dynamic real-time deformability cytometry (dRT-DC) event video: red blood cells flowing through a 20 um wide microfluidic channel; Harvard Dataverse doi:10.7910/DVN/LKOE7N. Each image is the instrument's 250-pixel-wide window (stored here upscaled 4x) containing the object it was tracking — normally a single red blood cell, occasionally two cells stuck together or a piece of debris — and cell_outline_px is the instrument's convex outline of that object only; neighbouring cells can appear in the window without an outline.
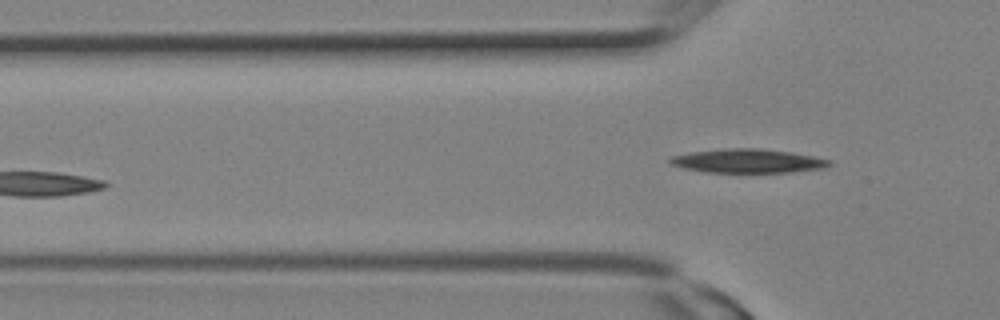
{"species": "Egyptian fruit bat (a non-hibernating species)", "species_latin": "Rousettus aegyptiacus", "temperature_condition": "room temperature", "stored_images_in_passage": 6, "camera_frame_rate_fps": 3000, "um_per_image_px": 0.085, "animal": {"sex": "female"}, "frame": {"image": 1, "passage_image": 6, "time_ms": 1.667, "image_size_px": [1000, 320], "cell_outline_px": [[832, 164], [824, 168], [792, 172], [708, 172], [684, 168], [672, 164], [668, 160], [672, 156], [692, 152], [724, 148], [760, 148], [792, 152], [832, 160]], "centroid_in_image_um": [63.61, 13.67], "position_along_channel_um": 62.2, "area_um2": 22.08}}